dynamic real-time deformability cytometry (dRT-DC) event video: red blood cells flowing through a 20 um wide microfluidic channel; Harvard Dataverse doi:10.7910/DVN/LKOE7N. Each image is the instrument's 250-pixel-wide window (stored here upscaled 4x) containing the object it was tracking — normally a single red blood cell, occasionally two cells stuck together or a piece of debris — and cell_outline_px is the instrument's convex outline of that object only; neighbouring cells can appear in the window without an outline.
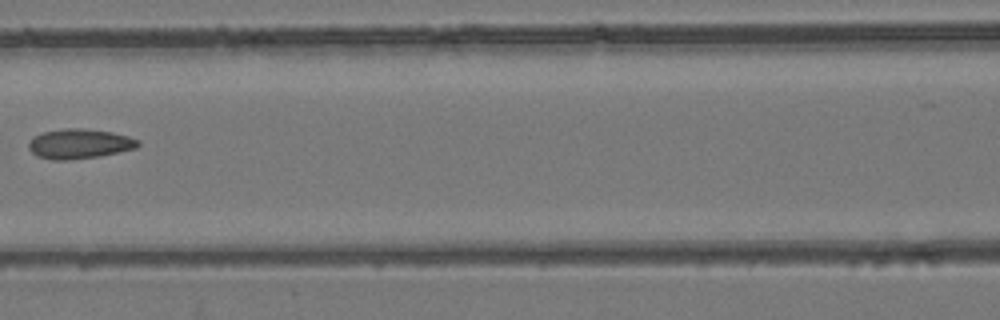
{"species": "common noctule bat (a hibernating species)", "species_latin": "Nyctalus noctula", "temperature_condition": "room temperature", "stored_images_in_passage": 4, "camera_frame_rate_fps": 3000, "um_per_image_px": 0.085, "animal": {"sex": "female", "body_mass_g": 24.6, "forearm_length_mm": 56.2}, "frame": {"image": 1, "passage_image": 3, "time_ms": 2.333, "image_size_px": [1000, 320], "cell_outline_px": [[140, 144], [136, 148], [100, 156], [68, 160], [52, 160], [36, 156], [28, 148], [28, 144], [32, 136], [44, 132], [64, 128], [84, 128], [112, 132], [128, 136], [140, 140]], "centroid_in_image_um": [6.73, 12.22], "position_along_channel_um": 159.9, "area_um2": 19.13}}
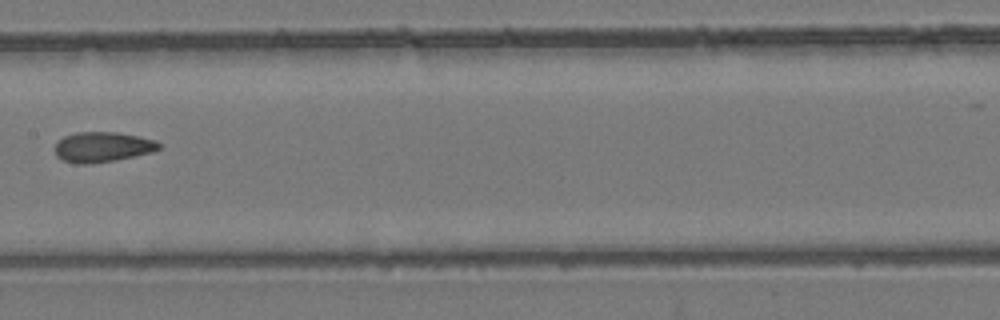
{"frame": {"image": 2, "passage_image": 4, "time_ms": 3.333, "image_size_px": [1000, 320], "cell_outline_px": [[164, 148], [152, 152], [116, 160], [88, 164], [80, 164], [64, 160], [56, 156], [56, 144], [64, 136], [76, 132], [116, 132], [156, 140]], "centroid_in_image_um": [8.75, 12.49], "position_along_channel_um": 198.7, "area_um2": 18.21}}